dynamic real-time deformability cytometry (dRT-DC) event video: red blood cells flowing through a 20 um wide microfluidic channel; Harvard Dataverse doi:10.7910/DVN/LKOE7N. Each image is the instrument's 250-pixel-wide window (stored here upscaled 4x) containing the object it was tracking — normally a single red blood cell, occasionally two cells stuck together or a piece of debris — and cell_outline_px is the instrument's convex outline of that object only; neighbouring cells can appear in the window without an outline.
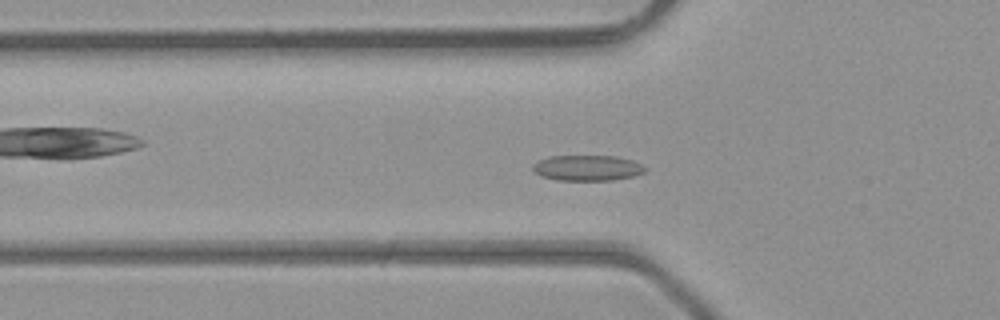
{"species": "common noctule bat (a hibernating species)", "species_latin": "Nyctalus noctula", "temperature_condition": "room temperature", "stored_images_in_passage": 47, "camera_frame_rate_fps": 3000, "um_per_image_px": 0.085, "animal": {"sex": "male", "body_mass_g": 23.1, "forearm_length_mm": 52.7}, "frame": {"image": 1, "passage_image": 16, "time_ms": 5.0, "image_size_px": [1000, 320], "cell_outline_px": [[648, 168], [644, 172], [632, 176], [612, 180], [556, 180], [540, 176], [532, 168], [532, 164], [548, 156], [616, 156], [632, 160]], "centroid_in_image_um": [49.91, 14.27], "position_along_channel_um": 75.9, "area_um2": 16.7}}
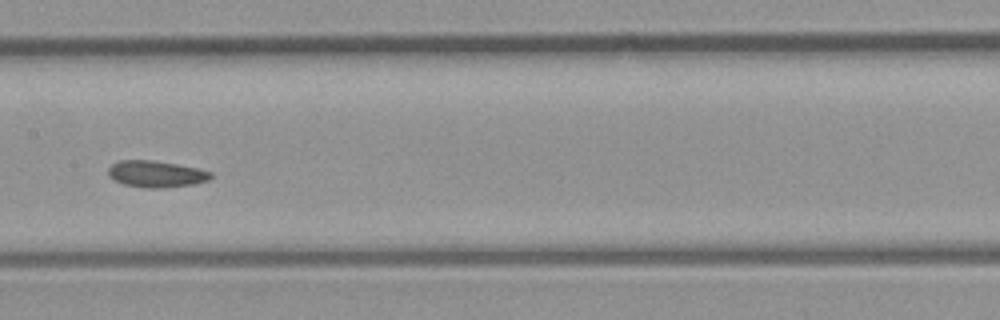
{"frame": {"image": 2, "passage_image": 24, "time_ms": 7.667, "image_size_px": [1000, 320], "cell_outline_px": [[212, 176], [208, 180], [192, 184], [164, 188], [148, 188], [124, 184], [112, 180], [108, 176], [108, 168], [112, 164], [120, 160], [152, 160], [176, 164], [196, 168], [212, 172]], "centroid_in_image_um": [13.23, 14.79], "position_along_channel_um": 194.2, "area_um2": 15.84}}
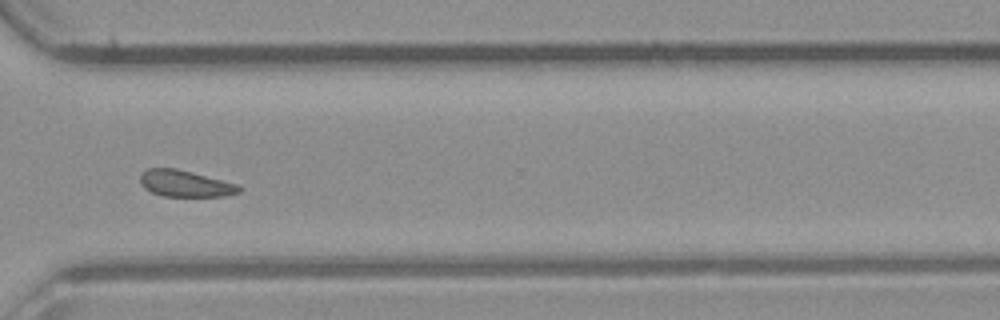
{"frame": {"image": 3, "passage_image": 35, "time_ms": 11.333, "image_size_px": [1000, 320], "cell_outline_px": [[244, 188], [240, 192], [224, 196], [164, 196], [152, 192], [144, 188], [140, 184], [140, 176], [148, 168], [176, 168], [240, 184]], "centroid_in_image_um": [15.79, 15.6], "position_along_channel_um": 354.8, "area_um2": 15.37}, "authors_computed_cell_mechanics": {"area_um2": 16.184, "velocity_mm_per_s": 4.3954, "shape_relaxation_time_tau1_ms": 5.3003, "shape_relaxation_time_tau2_ms": 3.7863, "deformation_change_tau1": 0.062, "deformation_change_tau2": 0.1023}}